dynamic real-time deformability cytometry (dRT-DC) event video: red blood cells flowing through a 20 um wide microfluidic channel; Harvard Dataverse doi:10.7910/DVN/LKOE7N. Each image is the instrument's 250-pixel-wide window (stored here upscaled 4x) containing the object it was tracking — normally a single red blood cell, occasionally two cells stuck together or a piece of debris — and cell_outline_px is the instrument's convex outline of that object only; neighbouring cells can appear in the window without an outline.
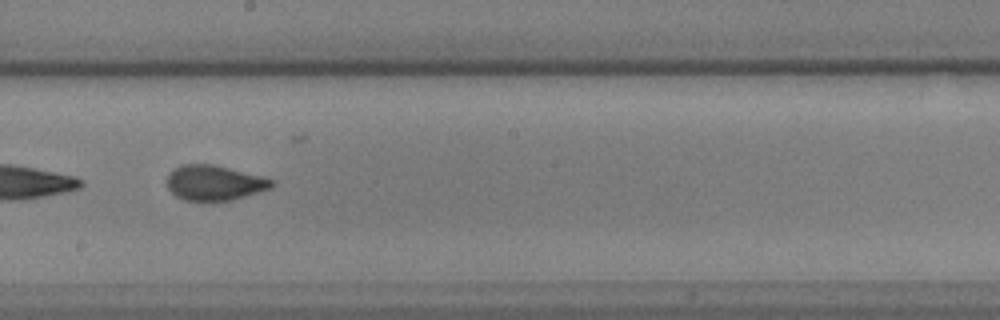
{"species": "common noctule bat (a hibernating species)", "species_latin": "Nyctalus noctula", "temperature_condition": "warm", "stored_images_in_passage": 36, "camera_frame_rate_fps": 3000, "um_per_image_px": 0.085, "animal": {"sex": "male", "body_mass_g": 17.9, "forearm_length_mm": 54.2}, "frame": {"image": 1, "passage_image": 25, "time_ms": 8.0, "image_size_px": [1000, 320], "cell_outline_px": [[276, 184], [272, 188], [232, 200], [184, 200], [176, 196], [168, 188], [168, 176], [176, 168], [184, 164], [212, 164], [260, 176], [272, 180]], "centroid_in_image_um": [18.24, 15.54], "position_along_channel_um": 230.0, "area_um2": 20.98}}